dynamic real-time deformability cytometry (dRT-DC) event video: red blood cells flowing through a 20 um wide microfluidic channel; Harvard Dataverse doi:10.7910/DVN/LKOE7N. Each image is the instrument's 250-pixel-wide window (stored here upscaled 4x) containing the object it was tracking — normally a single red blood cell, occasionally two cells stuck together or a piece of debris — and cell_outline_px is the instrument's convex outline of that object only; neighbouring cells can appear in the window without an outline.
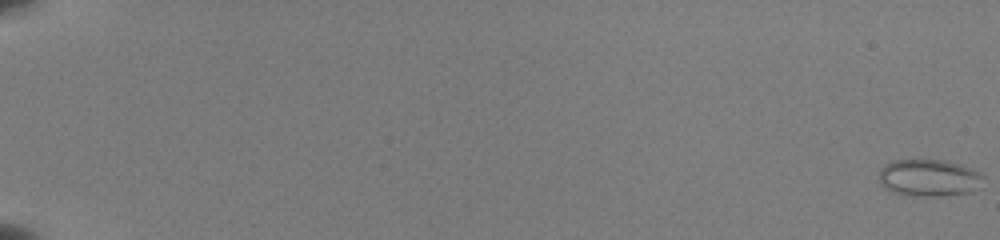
{"species": "common noctule bat (a hibernating species)", "species_latin": "Nyctalus noctula", "temperature_condition": "room temperature", "stored_images_in_passage": 55, "camera_frame_rate_fps": 3000, "um_per_image_px": 0.085, "animal": {"sex": "female", "body_mass_g": 22.0, "forearm_length_mm": 56.7}, "frame": {"image": 1, "passage_image": 1, "time_ms": 0.0, "image_size_px": [1000, 240], "cell_outline_px": [[984, 188], [972, 192], [944, 196], [904, 196], [892, 192], [884, 188], [880, 184], [880, 168], [884, 164], [892, 160], [944, 160], [960, 164], [972, 168], [980, 172], [984, 176]], "centroid_in_image_um": [79.02, 15.14], "position_along_channel_um": 6.0, "area_um2": 23.29}}
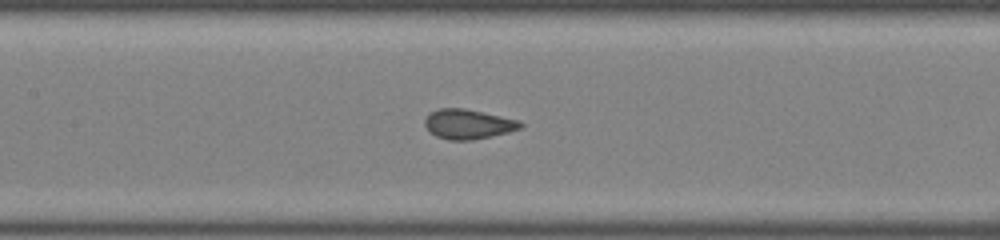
{"frame": {"image": 2, "passage_image": 30, "time_ms": 9.667, "image_size_px": [1000, 240], "cell_outline_px": [[524, 124], [520, 128], [508, 132], [472, 140], [448, 140], [436, 136], [424, 124], [424, 120], [428, 112], [440, 108], [464, 108], [520, 120]], "centroid_in_image_um": [39.78, 10.54], "position_along_channel_um": 167.6, "area_um2": 16.53}}
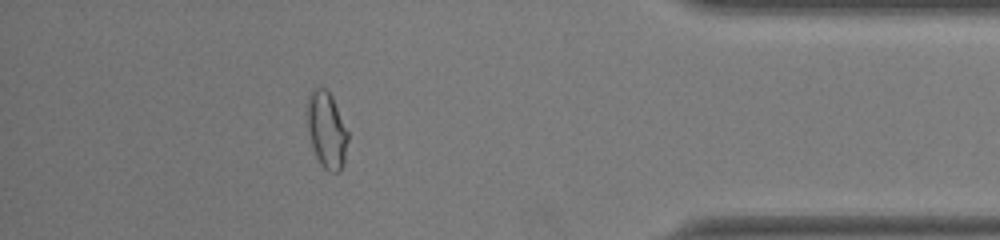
{"frame": {"image": 3, "passage_image": 50, "time_ms": 16.333, "image_size_px": [1000, 240], "cell_outline_px": [[348, 140], [344, 164], [340, 172], [332, 172], [324, 168], [320, 164], [316, 156], [308, 132], [308, 96], [312, 88], [324, 88], [332, 96], [348, 132]], "centroid_in_image_um": [27.78, 11.07], "position_along_channel_um": 407.4, "area_um2": 17.98}, "authors_computed_cell_mechanics": {"area_um2": 17.7446, "velocity_mm_per_s": 3.9901, "shape_relaxation_time_tau1_ms": 8.4545, "shape_relaxation_time_tau2_ms": null, "deformation_change_tau1": 0.1681, "deformation_change_tau2": null}}